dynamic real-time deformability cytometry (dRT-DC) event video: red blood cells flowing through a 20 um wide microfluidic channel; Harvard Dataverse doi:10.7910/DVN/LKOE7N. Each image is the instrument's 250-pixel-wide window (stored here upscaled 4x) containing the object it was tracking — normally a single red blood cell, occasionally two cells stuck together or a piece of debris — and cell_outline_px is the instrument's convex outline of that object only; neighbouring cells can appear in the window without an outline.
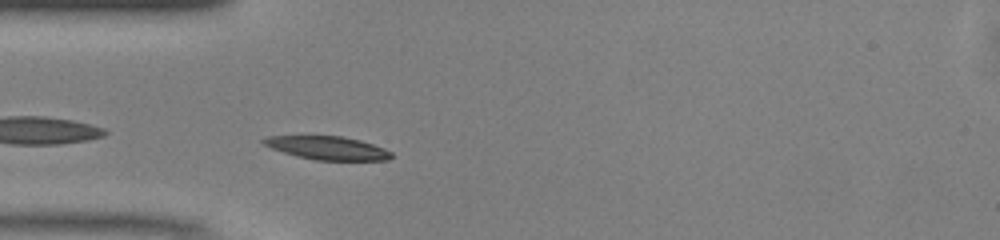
{"species": "common noctule bat (a hibernating species)", "species_latin": "Nyctalus noctula", "temperature_condition": "warm", "stored_images_in_passage": 37, "camera_frame_rate_fps": 3000, "um_per_image_px": 0.085, "animal": {"sex": "male", "body_mass_g": 13.0, "forearm_length_mm": 53.1}, "frame": {"image": 1, "passage_image": 2, "time_ms": 0.333, "image_size_px": [1000, 240], "cell_outline_px": [[392, 156], [388, 160], [316, 160], [296, 156], [272, 148], [264, 144], [260, 140], [268, 136], [340, 136], [360, 140], [384, 148], [392, 152]], "centroid_in_image_um": [27.84, 12.58], "position_along_channel_um": 57.2, "area_um2": 17.22}}
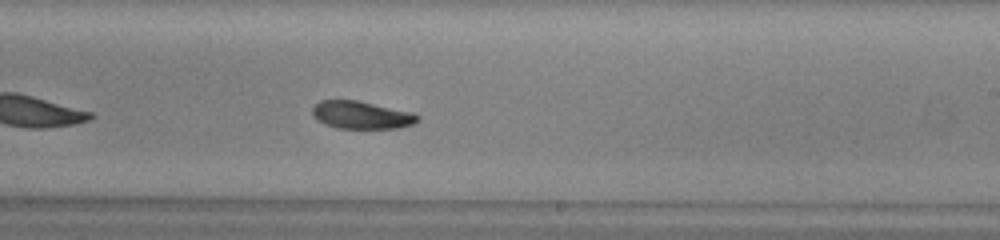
{"frame": {"image": 2, "passage_image": 17, "time_ms": 5.333, "image_size_px": [1000, 240], "cell_outline_px": [[420, 120], [412, 124], [396, 128], [336, 128], [324, 124], [316, 120], [312, 112], [312, 108], [320, 100], [356, 100], [412, 112], [420, 116]], "centroid_in_image_um": [30.7, 9.78], "position_along_channel_um": 258.3, "area_um2": 16.94}}
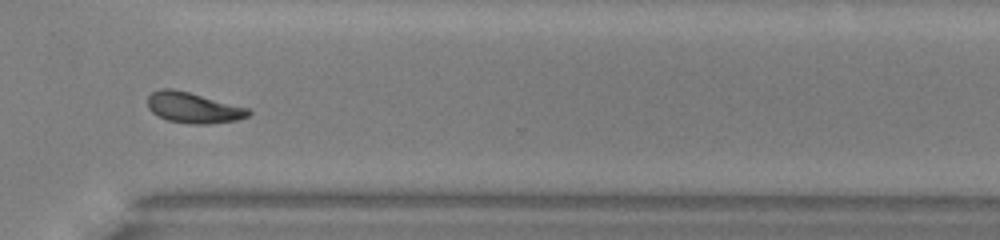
{"frame": {"image": 3, "passage_image": 24, "time_ms": 7.667, "image_size_px": [1000, 240], "cell_outline_px": [[252, 112], [248, 116], [236, 120], [208, 124], [188, 124], [168, 120], [156, 116], [148, 108], [148, 96], [152, 92], [160, 88], [172, 88], [188, 92], [248, 108]], "centroid_in_image_um": [16.39, 9.16], "position_along_channel_um": 354.2, "area_um2": 17.98}, "authors_computed_cell_mechanics": {"area_um2": 17.7446, "velocity_mm_per_s": 4.0842, "shape_relaxation_time_tau1_ms": 3.668, "shape_relaxation_time_tau2_ms": 4.8213, "deformation_change_tau1": 0.1226, "deformation_change_tau2": 0.1082}}